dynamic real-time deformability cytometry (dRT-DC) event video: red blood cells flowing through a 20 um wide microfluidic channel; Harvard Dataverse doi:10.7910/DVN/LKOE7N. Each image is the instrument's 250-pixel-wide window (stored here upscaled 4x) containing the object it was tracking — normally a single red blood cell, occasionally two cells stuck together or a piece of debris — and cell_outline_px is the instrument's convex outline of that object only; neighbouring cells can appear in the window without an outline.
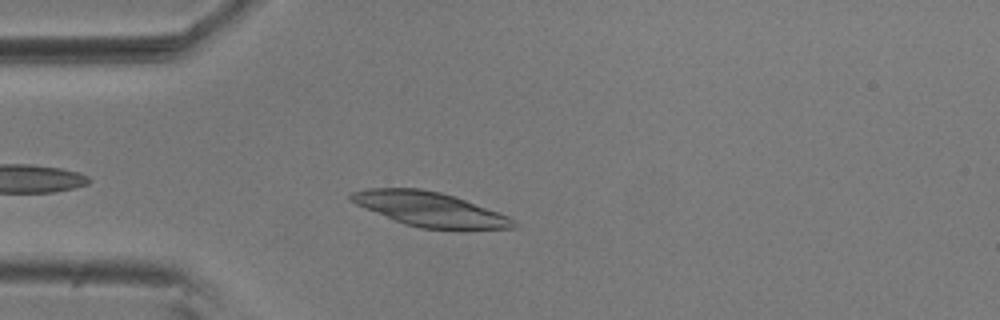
{"species": "common noctule bat (a hibernating species)", "species_latin": "Nyctalus noctula", "temperature_condition": "room temperature", "stored_images_in_passage": 44, "camera_frame_rate_fps": 3000, "um_per_image_px": 0.085, "animal": {"sex": "male", "body_mass_g": 20.5, "forearm_length_mm": 52.5}, "frame": {"image": 1, "passage_image": 4, "time_ms": 1.0, "image_size_px": [1000, 320], "cell_outline_px": [[520, 224], [516, 228], [464, 232], [420, 228], [404, 224], [364, 208], [348, 200], [348, 196], [352, 192], [368, 188], [420, 188], [440, 192], [456, 196], [508, 216], [516, 220]], "centroid_in_image_um": [36.64, 17.83], "position_along_channel_um": 48.4, "area_um2": 33.7}}
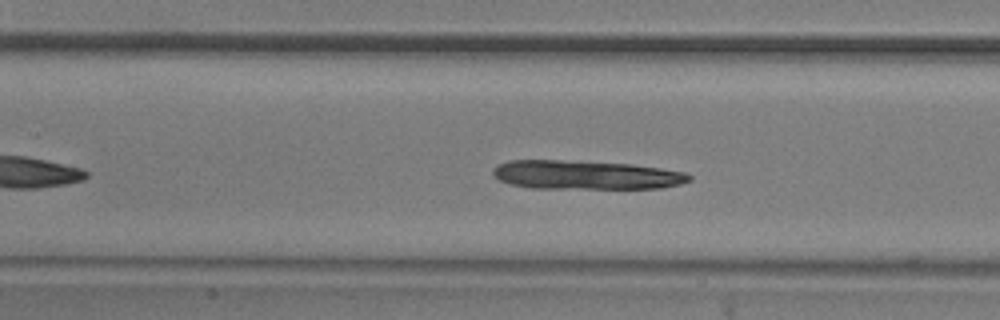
{"frame": {"image": 2, "passage_image": 14, "time_ms": 4.333, "image_size_px": [1000, 320], "cell_outline_px": [[692, 180], [680, 184], [660, 188], [532, 188], [508, 184], [500, 180], [492, 172], [500, 164], [508, 160], [560, 160], [632, 164], [660, 168], [684, 172], [692, 176]], "centroid_in_image_um": [49.81, 14.87], "position_along_channel_um": 157.6, "area_um2": 32.89}}
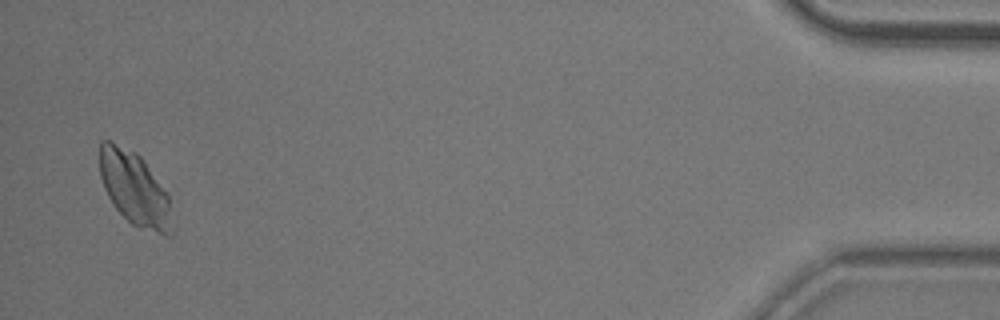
{"frame": {"image": 3, "passage_image": 43, "time_ms": 14.0, "image_size_px": [1000, 320], "cell_outline_px": [[176, 232], [172, 236], [164, 236], [140, 228], [132, 224], [112, 204], [104, 188], [100, 176], [100, 140], [112, 140], [136, 152], [144, 160], [168, 192], [176, 224]], "centroid_in_image_um": [11.53, 16.1], "position_along_channel_um": 423.7, "area_um2": 32.19}}